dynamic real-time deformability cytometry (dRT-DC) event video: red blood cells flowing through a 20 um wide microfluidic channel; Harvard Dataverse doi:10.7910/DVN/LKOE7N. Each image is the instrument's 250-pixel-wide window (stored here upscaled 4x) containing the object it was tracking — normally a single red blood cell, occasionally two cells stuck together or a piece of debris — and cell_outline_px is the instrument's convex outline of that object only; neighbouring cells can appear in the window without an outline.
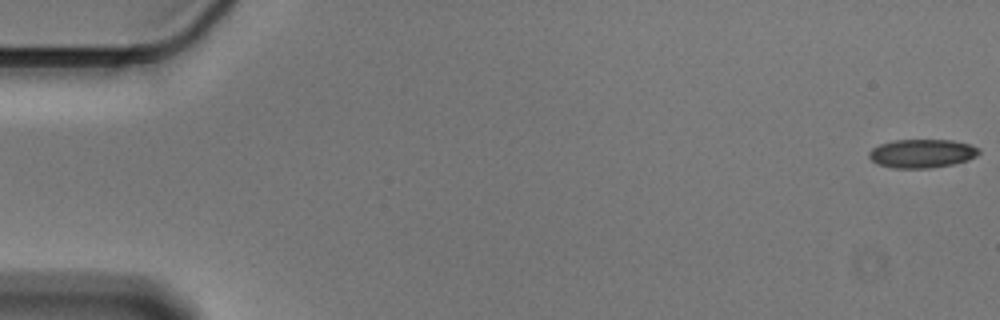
{"species": "Egyptian fruit bat (a non-hibernating species)", "species_latin": "Rousettus aegyptiacus", "temperature_condition": "cold", "stored_images_in_passage": 54, "camera_frame_rate_fps": 3000, "um_per_image_px": 0.085, "animal": {"sex": "male"}, "frame": {"image": 1, "passage_image": 1, "time_ms": 0.0, "image_size_px": [1000, 320], "cell_outline_px": [[980, 152], [976, 156], [968, 160], [952, 164], [932, 168], [892, 168], [876, 164], [868, 156], [868, 152], [872, 148], [880, 144], [896, 140], [952, 140], [968, 144], [980, 148]], "centroid_in_image_um": [78.35, 13.05], "position_along_channel_um": 6.7, "area_um2": 18.38}}
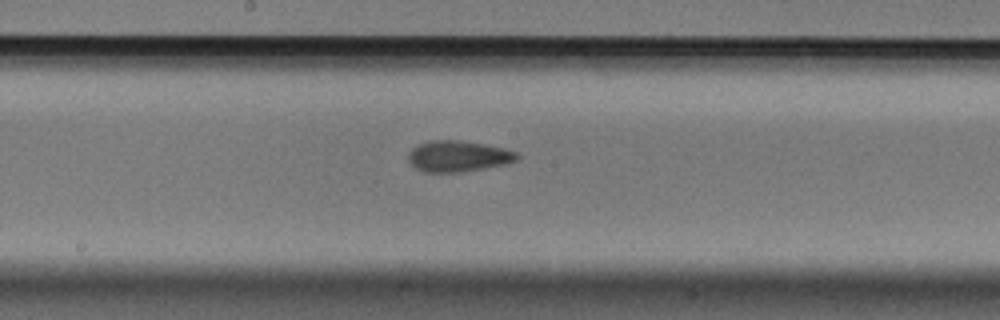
{"frame": {"image": 2, "passage_image": 30, "time_ms": 9.667, "image_size_px": [1000, 320], "cell_outline_px": [[520, 160], [508, 164], [460, 172], [424, 172], [416, 168], [408, 160], [408, 152], [412, 148], [428, 140], [460, 140], [484, 144], [504, 148], [520, 152]], "centroid_in_image_um": [39.0, 13.27], "position_along_channel_um": 209.2, "area_um2": 19.94}}
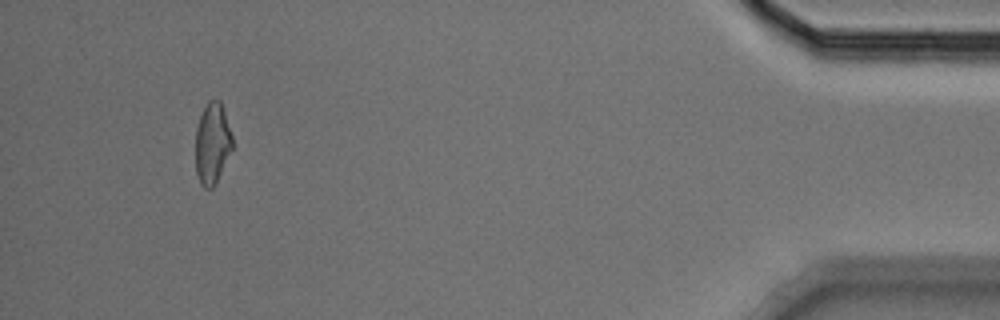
{"frame": {"image": 3, "passage_image": 53, "time_ms": 17.333, "image_size_px": [1000, 320], "cell_outline_px": [[232, 148], [212, 188], [204, 188], [200, 184], [196, 172], [196, 128], [200, 116], [208, 100], [220, 100], [232, 136]], "centroid_in_image_um": [18.02, 12.17], "position_along_channel_um": 417.2, "area_um2": 16.99}}